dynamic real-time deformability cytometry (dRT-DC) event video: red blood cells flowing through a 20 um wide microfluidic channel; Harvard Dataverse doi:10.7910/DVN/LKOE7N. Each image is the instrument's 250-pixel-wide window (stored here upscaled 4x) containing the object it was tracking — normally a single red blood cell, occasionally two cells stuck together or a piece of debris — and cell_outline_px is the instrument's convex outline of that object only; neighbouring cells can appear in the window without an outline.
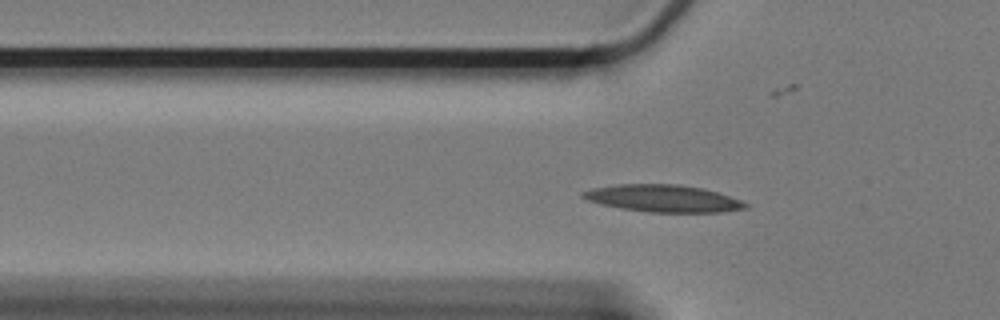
{"species": "Egyptian fruit bat (a non-hibernating species)", "species_latin": "Rousettus aegyptiacus", "temperature_condition": "cold", "stored_images_in_passage": 60, "camera_frame_rate_fps": 3000, "um_per_image_px": 0.085, "animal": {"sex": "female"}, "frame": {"image": 1, "passage_image": 18, "time_ms": 5.667, "image_size_px": [1000, 320], "cell_outline_px": [[748, 208], [720, 212], [648, 212], [620, 208], [600, 204], [588, 200], [580, 196], [580, 192], [592, 188], [616, 184], [676, 184], [704, 188], [740, 200], [748, 204]], "centroid_in_image_um": [56.32, 16.86], "position_along_channel_um": 69.5, "area_um2": 25.72}}
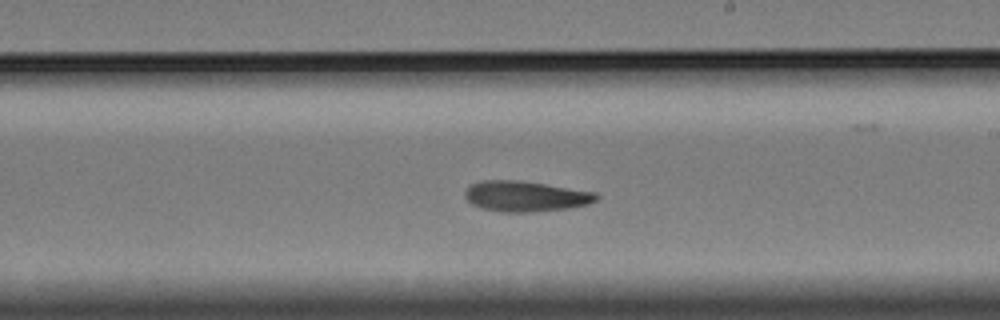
{"frame": {"image": 2, "passage_image": 34, "time_ms": 11.0, "image_size_px": [1000, 320], "cell_outline_px": [[600, 196], [596, 200], [588, 204], [568, 208], [532, 212], [504, 212], [480, 208], [472, 204], [464, 196], [464, 192], [472, 184], [484, 180], [516, 180], [544, 184], [596, 192]], "centroid_in_image_um": [44.67, 16.69], "position_along_channel_um": 244.3, "area_um2": 23.24}}
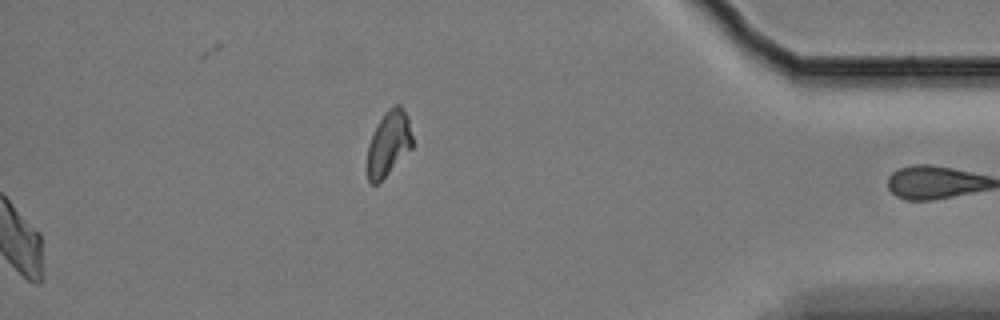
{"frame": {"image": 3, "passage_image": 60, "time_ms": 19.667, "image_size_px": [1000, 320], "cell_outline_px": [[412, 148], [376, 184], [372, 184], [368, 180], [368, 144], [384, 112], [388, 108], [396, 104], [400, 104], [404, 108], [408, 116], [412, 136]], "centroid_in_image_um": [33.06, 12.13], "position_along_channel_um": 402.1, "area_um2": 16.7}, "authors_computed_cell_mechanics": {"area_um2": 23.1778, "velocity_mm_per_s": 3.2773, "shape_relaxation_time_tau1_ms": null, "shape_relaxation_time_tau2_ms": 2.9148, "deformation_change_tau1": null, "deformation_change_tau2": 0.102}}